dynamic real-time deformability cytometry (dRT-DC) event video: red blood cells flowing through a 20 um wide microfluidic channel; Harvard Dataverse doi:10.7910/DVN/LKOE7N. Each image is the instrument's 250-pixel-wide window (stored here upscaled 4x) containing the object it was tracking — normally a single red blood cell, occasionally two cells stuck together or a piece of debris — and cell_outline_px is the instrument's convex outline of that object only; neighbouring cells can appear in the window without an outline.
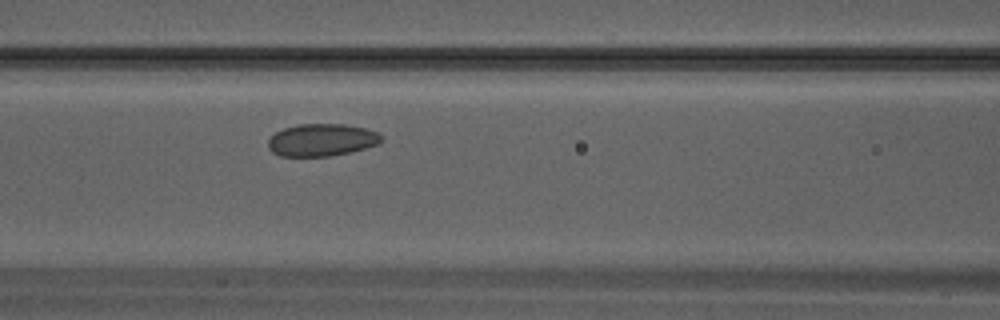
{"species": "Egyptian fruit bat (a non-hibernating species)", "species_latin": "Rousettus aegyptiacus", "temperature_condition": "warm", "stored_images_in_passage": 24, "camera_frame_rate_fps": 3000, "um_per_image_px": 0.085, "animal": {"sex": "male"}, "frame": {"image": 1, "passage_image": 5, "time_ms": 1.333, "image_size_px": [1000, 320], "cell_outline_px": [[384, 140], [380, 144], [352, 152], [332, 156], [280, 156], [272, 152], [268, 148], [268, 140], [276, 132], [284, 128], [300, 124], [344, 124], [364, 128], [376, 132], [384, 136]], "centroid_in_image_um": [27.39, 11.9], "position_along_channel_um": 139.2, "area_um2": 21.56}}
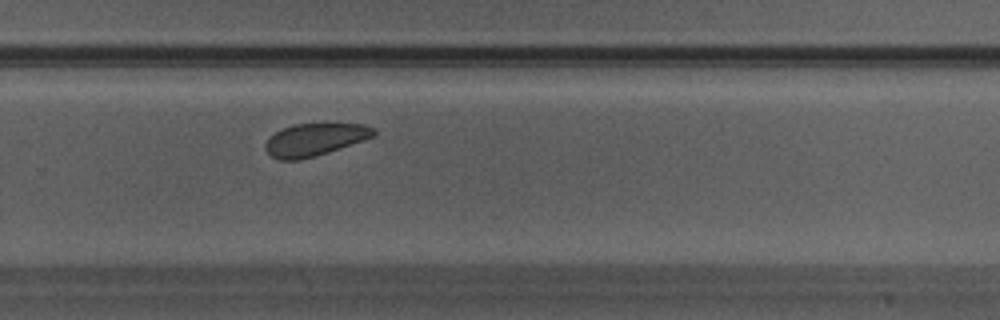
{"frame": {"image": 2, "passage_image": 13, "time_ms": 4.0, "image_size_px": [1000, 320], "cell_outline_px": [[376, 136], [316, 156], [300, 160], [280, 160], [272, 156], [264, 148], [264, 144], [276, 132], [284, 128], [296, 124], [364, 124], [376, 128]], "centroid_in_image_um": [26.79, 11.87], "position_along_channel_um": 303.0, "area_um2": 20.35}}
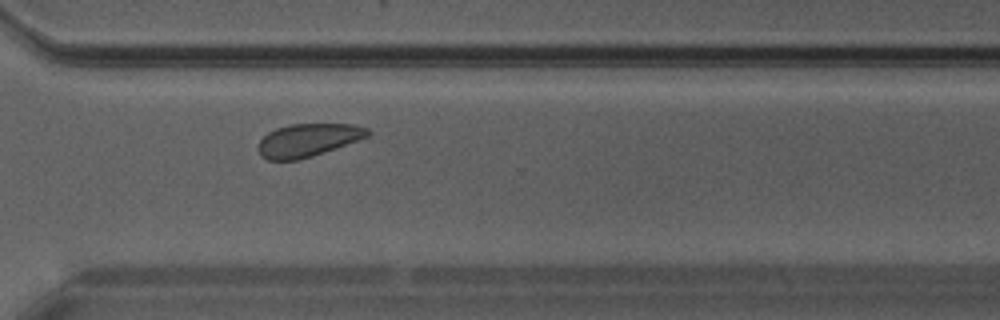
{"frame": {"image": 3, "passage_image": 15, "time_ms": 4.667, "image_size_px": [1000, 320], "cell_outline_px": [[372, 132], [368, 136], [312, 156], [296, 160], [268, 160], [260, 156], [256, 148], [260, 140], [268, 132], [276, 128], [288, 124], [352, 124], [368, 128]], "centroid_in_image_um": [26.13, 11.9], "position_along_channel_um": 344.5, "area_um2": 20.98}}